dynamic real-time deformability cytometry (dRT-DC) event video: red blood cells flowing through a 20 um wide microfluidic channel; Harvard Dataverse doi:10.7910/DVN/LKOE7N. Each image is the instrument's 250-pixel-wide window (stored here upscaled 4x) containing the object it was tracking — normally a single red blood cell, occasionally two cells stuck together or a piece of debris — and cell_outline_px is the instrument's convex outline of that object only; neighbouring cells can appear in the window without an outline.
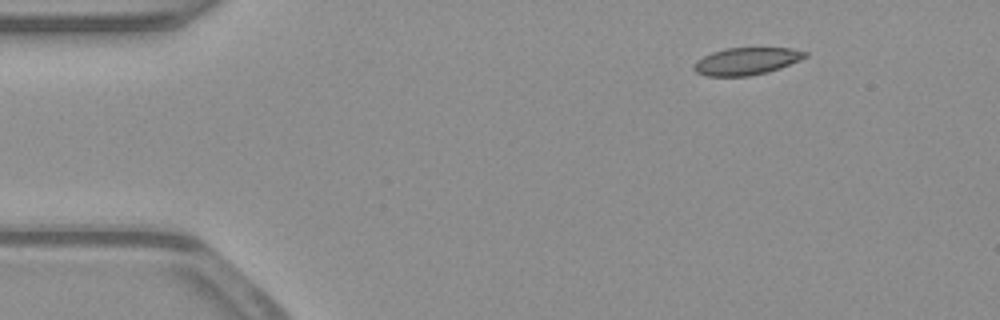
{"species": "common noctule bat (a hibernating species)", "species_latin": "Nyctalus noctula", "temperature_condition": "warm", "stored_images_in_passage": 8, "camera_frame_rate_fps": 3000, "um_per_image_px": 0.085, "animal": {"sex": "male", "body_mass_g": 23.1, "forearm_length_mm": 52.7}, "frame": {"image": 1, "passage_image": 1, "time_ms": 0.0, "image_size_px": [1000, 320], "cell_outline_px": [[808, 56], [800, 60], [780, 68], [768, 72], [748, 76], [708, 76], [696, 72], [692, 68], [696, 60], [712, 52], [724, 48], [792, 48], [808, 52]], "centroid_in_image_um": [63.45, 5.2], "position_along_channel_um": 21.5, "area_um2": 17.74}}